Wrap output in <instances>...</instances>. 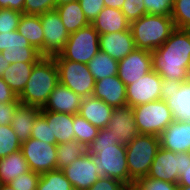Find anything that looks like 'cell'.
<instances>
[{
	"mask_svg": "<svg viewBox=\"0 0 190 190\" xmlns=\"http://www.w3.org/2000/svg\"><path fill=\"white\" fill-rule=\"evenodd\" d=\"M152 54L153 70L168 83L190 78V30L175 28Z\"/></svg>",
	"mask_w": 190,
	"mask_h": 190,
	"instance_id": "6da1fadb",
	"label": "cell"
},
{
	"mask_svg": "<svg viewBox=\"0 0 190 190\" xmlns=\"http://www.w3.org/2000/svg\"><path fill=\"white\" fill-rule=\"evenodd\" d=\"M87 153L99 169L100 177H110L129 183L126 145L118 143L112 129H99L97 137L87 146Z\"/></svg>",
	"mask_w": 190,
	"mask_h": 190,
	"instance_id": "7a4b0ae2",
	"label": "cell"
},
{
	"mask_svg": "<svg viewBox=\"0 0 190 190\" xmlns=\"http://www.w3.org/2000/svg\"><path fill=\"white\" fill-rule=\"evenodd\" d=\"M58 83V68L54 58L42 56L35 63L18 99L21 104L42 108Z\"/></svg>",
	"mask_w": 190,
	"mask_h": 190,
	"instance_id": "3957f363",
	"label": "cell"
},
{
	"mask_svg": "<svg viewBox=\"0 0 190 190\" xmlns=\"http://www.w3.org/2000/svg\"><path fill=\"white\" fill-rule=\"evenodd\" d=\"M136 48L155 51L175 29L171 16L145 14L130 23Z\"/></svg>",
	"mask_w": 190,
	"mask_h": 190,
	"instance_id": "277c9868",
	"label": "cell"
},
{
	"mask_svg": "<svg viewBox=\"0 0 190 190\" xmlns=\"http://www.w3.org/2000/svg\"><path fill=\"white\" fill-rule=\"evenodd\" d=\"M160 148L159 136L139 134L126 145L129 183L146 177Z\"/></svg>",
	"mask_w": 190,
	"mask_h": 190,
	"instance_id": "5b68a950",
	"label": "cell"
},
{
	"mask_svg": "<svg viewBox=\"0 0 190 190\" xmlns=\"http://www.w3.org/2000/svg\"><path fill=\"white\" fill-rule=\"evenodd\" d=\"M52 57L58 68L59 83L82 98L92 96L96 81L87 64L63 59L59 54Z\"/></svg>",
	"mask_w": 190,
	"mask_h": 190,
	"instance_id": "8992f818",
	"label": "cell"
},
{
	"mask_svg": "<svg viewBox=\"0 0 190 190\" xmlns=\"http://www.w3.org/2000/svg\"><path fill=\"white\" fill-rule=\"evenodd\" d=\"M134 119L140 134L159 136L174 121L164 99L133 107Z\"/></svg>",
	"mask_w": 190,
	"mask_h": 190,
	"instance_id": "52a82bcc",
	"label": "cell"
},
{
	"mask_svg": "<svg viewBox=\"0 0 190 190\" xmlns=\"http://www.w3.org/2000/svg\"><path fill=\"white\" fill-rule=\"evenodd\" d=\"M100 34L89 24L71 33L59 55L66 60L87 64L99 48Z\"/></svg>",
	"mask_w": 190,
	"mask_h": 190,
	"instance_id": "ba28073f",
	"label": "cell"
},
{
	"mask_svg": "<svg viewBox=\"0 0 190 190\" xmlns=\"http://www.w3.org/2000/svg\"><path fill=\"white\" fill-rule=\"evenodd\" d=\"M190 165V152H172L160 147L150 166L148 177L177 183L184 169Z\"/></svg>",
	"mask_w": 190,
	"mask_h": 190,
	"instance_id": "9c48e42d",
	"label": "cell"
},
{
	"mask_svg": "<svg viewBox=\"0 0 190 190\" xmlns=\"http://www.w3.org/2000/svg\"><path fill=\"white\" fill-rule=\"evenodd\" d=\"M166 83L154 70L126 86L127 105L136 107L163 99Z\"/></svg>",
	"mask_w": 190,
	"mask_h": 190,
	"instance_id": "30bf717a",
	"label": "cell"
},
{
	"mask_svg": "<svg viewBox=\"0 0 190 190\" xmlns=\"http://www.w3.org/2000/svg\"><path fill=\"white\" fill-rule=\"evenodd\" d=\"M56 146L55 144L29 138L21 143L20 150L28 163L29 169L42 174L56 170Z\"/></svg>",
	"mask_w": 190,
	"mask_h": 190,
	"instance_id": "8fae6325",
	"label": "cell"
},
{
	"mask_svg": "<svg viewBox=\"0 0 190 190\" xmlns=\"http://www.w3.org/2000/svg\"><path fill=\"white\" fill-rule=\"evenodd\" d=\"M0 52L10 63L37 62L42 55L17 30L0 32Z\"/></svg>",
	"mask_w": 190,
	"mask_h": 190,
	"instance_id": "7c38bea8",
	"label": "cell"
},
{
	"mask_svg": "<svg viewBox=\"0 0 190 190\" xmlns=\"http://www.w3.org/2000/svg\"><path fill=\"white\" fill-rule=\"evenodd\" d=\"M44 32V56L52 57L59 54L65 47L70 36L56 11L49 10L40 15Z\"/></svg>",
	"mask_w": 190,
	"mask_h": 190,
	"instance_id": "4fadbf2b",
	"label": "cell"
},
{
	"mask_svg": "<svg viewBox=\"0 0 190 190\" xmlns=\"http://www.w3.org/2000/svg\"><path fill=\"white\" fill-rule=\"evenodd\" d=\"M153 70L150 51L135 48L126 57L118 61L117 76L127 86Z\"/></svg>",
	"mask_w": 190,
	"mask_h": 190,
	"instance_id": "5bb4252c",
	"label": "cell"
},
{
	"mask_svg": "<svg viewBox=\"0 0 190 190\" xmlns=\"http://www.w3.org/2000/svg\"><path fill=\"white\" fill-rule=\"evenodd\" d=\"M74 190H87L100 178L99 169L86 153L62 170Z\"/></svg>",
	"mask_w": 190,
	"mask_h": 190,
	"instance_id": "9a60e30c",
	"label": "cell"
},
{
	"mask_svg": "<svg viewBox=\"0 0 190 190\" xmlns=\"http://www.w3.org/2000/svg\"><path fill=\"white\" fill-rule=\"evenodd\" d=\"M163 99L174 120L190 121V78L185 82L166 84Z\"/></svg>",
	"mask_w": 190,
	"mask_h": 190,
	"instance_id": "2e32d148",
	"label": "cell"
},
{
	"mask_svg": "<svg viewBox=\"0 0 190 190\" xmlns=\"http://www.w3.org/2000/svg\"><path fill=\"white\" fill-rule=\"evenodd\" d=\"M107 127L112 129V134L118 143L123 145H127L140 134L134 119L133 108L128 105L114 108Z\"/></svg>",
	"mask_w": 190,
	"mask_h": 190,
	"instance_id": "e0dca14e",
	"label": "cell"
},
{
	"mask_svg": "<svg viewBox=\"0 0 190 190\" xmlns=\"http://www.w3.org/2000/svg\"><path fill=\"white\" fill-rule=\"evenodd\" d=\"M160 147L172 152H190V121H172L159 135Z\"/></svg>",
	"mask_w": 190,
	"mask_h": 190,
	"instance_id": "ac0fdd59",
	"label": "cell"
},
{
	"mask_svg": "<svg viewBox=\"0 0 190 190\" xmlns=\"http://www.w3.org/2000/svg\"><path fill=\"white\" fill-rule=\"evenodd\" d=\"M92 95L113 108L127 105L126 85L117 75L97 80Z\"/></svg>",
	"mask_w": 190,
	"mask_h": 190,
	"instance_id": "d6986e66",
	"label": "cell"
},
{
	"mask_svg": "<svg viewBox=\"0 0 190 190\" xmlns=\"http://www.w3.org/2000/svg\"><path fill=\"white\" fill-rule=\"evenodd\" d=\"M82 97L58 83L51 92L41 111L60 112L75 115L80 111Z\"/></svg>",
	"mask_w": 190,
	"mask_h": 190,
	"instance_id": "ffe728a7",
	"label": "cell"
},
{
	"mask_svg": "<svg viewBox=\"0 0 190 190\" xmlns=\"http://www.w3.org/2000/svg\"><path fill=\"white\" fill-rule=\"evenodd\" d=\"M99 48L113 59L121 60L136 48L131 29L100 35Z\"/></svg>",
	"mask_w": 190,
	"mask_h": 190,
	"instance_id": "44dd1931",
	"label": "cell"
},
{
	"mask_svg": "<svg viewBox=\"0 0 190 190\" xmlns=\"http://www.w3.org/2000/svg\"><path fill=\"white\" fill-rule=\"evenodd\" d=\"M114 108L103 100L89 96L82 98L79 114L98 129L108 126Z\"/></svg>",
	"mask_w": 190,
	"mask_h": 190,
	"instance_id": "7402d4cb",
	"label": "cell"
},
{
	"mask_svg": "<svg viewBox=\"0 0 190 190\" xmlns=\"http://www.w3.org/2000/svg\"><path fill=\"white\" fill-rule=\"evenodd\" d=\"M91 25L100 34L120 32L130 29V22L120 9L104 7Z\"/></svg>",
	"mask_w": 190,
	"mask_h": 190,
	"instance_id": "603a6c76",
	"label": "cell"
},
{
	"mask_svg": "<svg viewBox=\"0 0 190 190\" xmlns=\"http://www.w3.org/2000/svg\"><path fill=\"white\" fill-rule=\"evenodd\" d=\"M41 113V108L36 106L20 104L11 120L10 126L16 133L21 143L27 141L32 132V126Z\"/></svg>",
	"mask_w": 190,
	"mask_h": 190,
	"instance_id": "cb8c5ba5",
	"label": "cell"
},
{
	"mask_svg": "<svg viewBox=\"0 0 190 190\" xmlns=\"http://www.w3.org/2000/svg\"><path fill=\"white\" fill-rule=\"evenodd\" d=\"M41 114L46 118L52 131V138H56L57 144L75 139L73 115L51 111H41Z\"/></svg>",
	"mask_w": 190,
	"mask_h": 190,
	"instance_id": "d4e9b609",
	"label": "cell"
},
{
	"mask_svg": "<svg viewBox=\"0 0 190 190\" xmlns=\"http://www.w3.org/2000/svg\"><path fill=\"white\" fill-rule=\"evenodd\" d=\"M17 31L44 56V32L41 25L40 15L22 14Z\"/></svg>",
	"mask_w": 190,
	"mask_h": 190,
	"instance_id": "484cf974",
	"label": "cell"
},
{
	"mask_svg": "<svg viewBox=\"0 0 190 190\" xmlns=\"http://www.w3.org/2000/svg\"><path fill=\"white\" fill-rule=\"evenodd\" d=\"M36 62H16L9 65L1 78L19 96L26 86Z\"/></svg>",
	"mask_w": 190,
	"mask_h": 190,
	"instance_id": "4316f807",
	"label": "cell"
},
{
	"mask_svg": "<svg viewBox=\"0 0 190 190\" xmlns=\"http://www.w3.org/2000/svg\"><path fill=\"white\" fill-rule=\"evenodd\" d=\"M28 171L30 169L21 150L0 158V179L2 184H8Z\"/></svg>",
	"mask_w": 190,
	"mask_h": 190,
	"instance_id": "83f0119b",
	"label": "cell"
},
{
	"mask_svg": "<svg viewBox=\"0 0 190 190\" xmlns=\"http://www.w3.org/2000/svg\"><path fill=\"white\" fill-rule=\"evenodd\" d=\"M55 9L69 34L90 24L81 9L79 1L65 3Z\"/></svg>",
	"mask_w": 190,
	"mask_h": 190,
	"instance_id": "f1b7e54d",
	"label": "cell"
},
{
	"mask_svg": "<svg viewBox=\"0 0 190 190\" xmlns=\"http://www.w3.org/2000/svg\"><path fill=\"white\" fill-rule=\"evenodd\" d=\"M95 81L118 74V61L99 50L87 63Z\"/></svg>",
	"mask_w": 190,
	"mask_h": 190,
	"instance_id": "f546056e",
	"label": "cell"
},
{
	"mask_svg": "<svg viewBox=\"0 0 190 190\" xmlns=\"http://www.w3.org/2000/svg\"><path fill=\"white\" fill-rule=\"evenodd\" d=\"M56 170H63L74 160L87 153V147L79 143L76 139L69 140L66 143L57 144Z\"/></svg>",
	"mask_w": 190,
	"mask_h": 190,
	"instance_id": "4dcf8cb0",
	"label": "cell"
},
{
	"mask_svg": "<svg viewBox=\"0 0 190 190\" xmlns=\"http://www.w3.org/2000/svg\"><path fill=\"white\" fill-rule=\"evenodd\" d=\"M36 190H74L62 170L42 173Z\"/></svg>",
	"mask_w": 190,
	"mask_h": 190,
	"instance_id": "1f68e13d",
	"label": "cell"
},
{
	"mask_svg": "<svg viewBox=\"0 0 190 190\" xmlns=\"http://www.w3.org/2000/svg\"><path fill=\"white\" fill-rule=\"evenodd\" d=\"M73 128L75 139L86 147L93 142L99 132L97 127L93 126L79 113L73 115Z\"/></svg>",
	"mask_w": 190,
	"mask_h": 190,
	"instance_id": "d6a6232c",
	"label": "cell"
},
{
	"mask_svg": "<svg viewBox=\"0 0 190 190\" xmlns=\"http://www.w3.org/2000/svg\"><path fill=\"white\" fill-rule=\"evenodd\" d=\"M21 149V142L10 125H0V158Z\"/></svg>",
	"mask_w": 190,
	"mask_h": 190,
	"instance_id": "836d02e7",
	"label": "cell"
},
{
	"mask_svg": "<svg viewBox=\"0 0 190 190\" xmlns=\"http://www.w3.org/2000/svg\"><path fill=\"white\" fill-rule=\"evenodd\" d=\"M171 18L175 28L190 30V0H174Z\"/></svg>",
	"mask_w": 190,
	"mask_h": 190,
	"instance_id": "e575fe53",
	"label": "cell"
},
{
	"mask_svg": "<svg viewBox=\"0 0 190 190\" xmlns=\"http://www.w3.org/2000/svg\"><path fill=\"white\" fill-rule=\"evenodd\" d=\"M30 138L57 145L56 138H52L51 128L46 118L41 113L37 116L32 126Z\"/></svg>",
	"mask_w": 190,
	"mask_h": 190,
	"instance_id": "d590c367",
	"label": "cell"
},
{
	"mask_svg": "<svg viewBox=\"0 0 190 190\" xmlns=\"http://www.w3.org/2000/svg\"><path fill=\"white\" fill-rule=\"evenodd\" d=\"M22 14L8 8L0 9V32L16 31Z\"/></svg>",
	"mask_w": 190,
	"mask_h": 190,
	"instance_id": "8d00e7d4",
	"label": "cell"
},
{
	"mask_svg": "<svg viewBox=\"0 0 190 190\" xmlns=\"http://www.w3.org/2000/svg\"><path fill=\"white\" fill-rule=\"evenodd\" d=\"M56 8V0H24L23 14L41 15Z\"/></svg>",
	"mask_w": 190,
	"mask_h": 190,
	"instance_id": "74e56055",
	"label": "cell"
},
{
	"mask_svg": "<svg viewBox=\"0 0 190 190\" xmlns=\"http://www.w3.org/2000/svg\"><path fill=\"white\" fill-rule=\"evenodd\" d=\"M40 176L41 174L30 170L8 184L16 190H36Z\"/></svg>",
	"mask_w": 190,
	"mask_h": 190,
	"instance_id": "f35d334b",
	"label": "cell"
},
{
	"mask_svg": "<svg viewBox=\"0 0 190 190\" xmlns=\"http://www.w3.org/2000/svg\"><path fill=\"white\" fill-rule=\"evenodd\" d=\"M121 11L130 23L147 14L143 0H124Z\"/></svg>",
	"mask_w": 190,
	"mask_h": 190,
	"instance_id": "ab89813d",
	"label": "cell"
},
{
	"mask_svg": "<svg viewBox=\"0 0 190 190\" xmlns=\"http://www.w3.org/2000/svg\"><path fill=\"white\" fill-rule=\"evenodd\" d=\"M147 14L171 16L174 0H143Z\"/></svg>",
	"mask_w": 190,
	"mask_h": 190,
	"instance_id": "60d3db41",
	"label": "cell"
},
{
	"mask_svg": "<svg viewBox=\"0 0 190 190\" xmlns=\"http://www.w3.org/2000/svg\"><path fill=\"white\" fill-rule=\"evenodd\" d=\"M137 182L144 190H178L177 183L162 181L148 176L140 178Z\"/></svg>",
	"mask_w": 190,
	"mask_h": 190,
	"instance_id": "b9f144b4",
	"label": "cell"
},
{
	"mask_svg": "<svg viewBox=\"0 0 190 190\" xmlns=\"http://www.w3.org/2000/svg\"><path fill=\"white\" fill-rule=\"evenodd\" d=\"M88 22L91 24L105 7L104 0H78Z\"/></svg>",
	"mask_w": 190,
	"mask_h": 190,
	"instance_id": "7bdbcfd3",
	"label": "cell"
},
{
	"mask_svg": "<svg viewBox=\"0 0 190 190\" xmlns=\"http://www.w3.org/2000/svg\"><path fill=\"white\" fill-rule=\"evenodd\" d=\"M21 104L18 97L9 103H0V125H10L17 107Z\"/></svg>",
	"mask_w": 190,
	"mask_h": 190,
	"instance_id": "ee69618b",
	"label": "cell"
},
{
	"mask_svg": "<svg viewBox=\"0 0 190 190\" xmlns=\"http://www.w3.org/2000/svg\"><path fill=\"white\" fill-rule=\"evenodd\" d=\"M124 185V183L117 179L100 177L97 182L87 190H123Z\"/></svg>",
	"mask_w": 190,
	"mask_h": 190,
	"instance_id": "f6af8a7d",
	"label": "cell"
},
{
	"mask_svg": "<svg viewBox=\"0 0 190 190\" xmlns=\"http://www.w3.org/2000/svg\"><path fill=\"white\" fill-rule=\"evenodd\" d=\"M18 96L11 90L9 85L0 77V103H9Z\"/></svg>",
	"mask_w": 190,
	"mask_h": 190,
	"instance_id": "bcb514c9",
	"label": "cell"
},
{
	"mask_svg": "<svg viewBox=\"0 0 190 190\" xmlns=\"http://www.w3.org/2000/svg\"><path fill=\"white\" fill-rule=\"evenodd\" d=\"M24 0H0V9L8 8L23 13Z\"/></svg>",
	"mask_w": 190,
	"mask_h": 190,
	"instance_id": "7dc6e473",
	"label": "cell"
},
{
	"mask_svg": "<svg viewBox=\"0 0 190 190\" xmlns=\"http://www.w3.org/2000/svg\"><path fill=\"white\" fill-rule=\"evenodd\" d=\"M178 186H190V165L184 169L177 182Z\"/></svg>",
	"mask_w": 190,
	"mask_h": 190,
	"instance_id": "c3c4849f",
	"label": "cell"
},
{
	"mask_svg": "<svg viewBox=\"0 0 190 190\" xmlns=\"http://www.w3.org/2000/svg\"><path fill=\"white\" fill-rule=\"evenodd\" d=\"M124 0H104L105 7L120 9L122 8Z\"/></svg>",
	"mask_w": 190,
	"mask_h": 190,
	"instance_id": "681fc988",
	"label": "cell"
},
{
	"mask_svg": "<svg viewBox=\"0 0 190 190\" xmlns=\"http://www.w3.org/2000/svg\"><path fill=\"white\" fill-rule=\"evenodd\" d=\"M10 63L3 57L2 52H0V77L3 75L4 71L9 67Z\"/></svg>",
	"mask_w": 190,
	"mask_h": 190,
	"instance_id": "f907efd6",
	"label": "cell"
},
{
	"mask_svg": "<svg viewBox=\"0 0 190 190\" xmlns=\"http://www.w3.org/2000/svg\"><path fill=\"white\" fill-rule=\"evenodd\" d=\"M123 190H144L138 182H131L124 185Z\"/></svg>",
	"mask_w": 190,
	"mask_h": 190,
	"instance_id": "816d5d0a",
	"label": "cell"
},
{
	"mask_svg": "<svg viewBox=\"0 0 190 190\" xmlns=\"http://www.w3.org/2000/svg\"><path fill=\"white\" fill-rule=\"evenodd\" d=\"M74 1H78V0H56V7L60 6L62 4L70 3V2H74Z\"/></svg>",
	"mask_w": 190,
	"mask_h": 190,
	"instance_id": "f5cc1de1",
	"label": "cell"
},
{
	"mask_svg": "<svg viewBox=\"0 0 190 190\" xmlns=\"http://www.w3.org/2000/svg\"><path fill=\"white\" fill-rule=\"evenodd\" d=\"M0 190H16L13 187H11L9 184H1Z\"/></svg>",
	"mask_w": 190,
	"mask_h": 190,
	"instance_id": "db71d44e",
	"label": "cell"
},
{
	"mask_svg": "<svg viewBox=\"0 0 190 190\" xmlns=\"http://www.w3.org/2000/svg\"><path fill=\"white\" fill-rule=\"evenodd\" d=\"M178 190H190V186H178Z\"/></svg>",
	"mask_w": 190,
	"mask_h": 190,
	"instance_id": "11a10c76",
	"label": "cell"
}]
</instances>
